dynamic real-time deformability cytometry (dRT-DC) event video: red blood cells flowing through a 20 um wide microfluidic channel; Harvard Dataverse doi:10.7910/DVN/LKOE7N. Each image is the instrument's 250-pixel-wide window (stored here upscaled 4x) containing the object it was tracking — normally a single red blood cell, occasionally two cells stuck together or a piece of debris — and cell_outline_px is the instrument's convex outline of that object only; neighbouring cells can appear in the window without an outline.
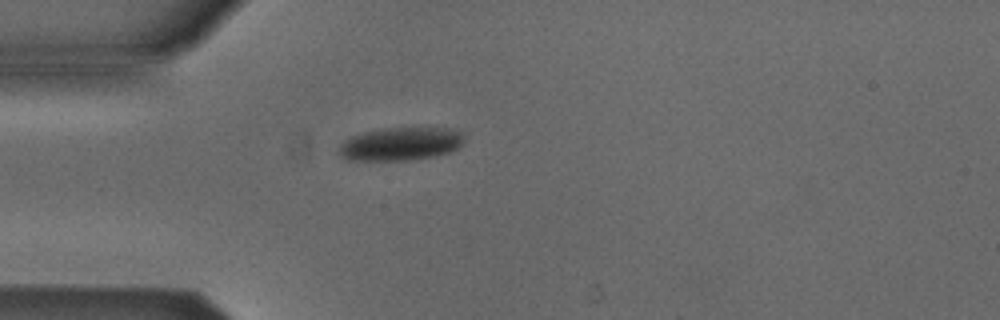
{"species": "Egyptian fruit bat (a non-hibernating species)", "species_latin": "Rousettus aegyptiacus", "temperature_condition": "cold", "stored_images_in_passage": 1, "camera_frame_rate_fps": 3000, "um_per_image_px": 0.085, "animal": {"sex": "male"}, "frame": {"image": 1, "passage_image": 1, "time_ms": 0.0, "image_size_px": [1000, 320], "cell_outline_px": [[464, 144], [460, 148], [452, 152], [436, 156], [408, 160], [344, 160], [336, 152], [340, 144], [344, 140], [352, 136], [364, 132], [380, 128], [448, 128], [460, 132], [464, 140]], "centroid_in_image_um": [34.03, 12.24], "position_along_channel_um": 51.0, "area_um2": 24.57}}